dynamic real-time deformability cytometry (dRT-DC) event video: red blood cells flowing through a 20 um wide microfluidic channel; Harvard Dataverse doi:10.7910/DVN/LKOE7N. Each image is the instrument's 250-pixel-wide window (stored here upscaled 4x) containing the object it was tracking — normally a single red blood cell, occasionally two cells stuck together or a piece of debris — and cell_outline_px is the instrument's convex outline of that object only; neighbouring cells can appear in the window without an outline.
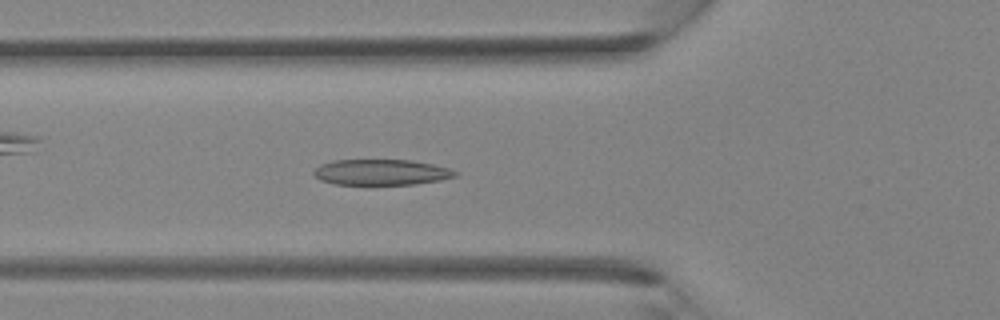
{"species": "Egyptian fruit bat (a non-hibernating species)", "species_latin": "Rousettus aegyptiacus", "temperature_condition": "room temperature", "stored_images_in_passage": 36, "camera_frame_rate_fps": 3000, "um_per_image_px": 0.085, "animal": {"sex": "female"}, "frame": {"image": 1, "passage_image": 13, "time_ms": 4.0, "image_size_px": [1000, 320], "cell_outline_px": [[460, 172], [456, 176], [440, 180], [416, 184], [336, 184], [320, 180], [312, 172], [320, 164], [332, 160], [412, 160], [432, 164], [448, 168]], "centroid_in_image_um": [32.41, 14.63], "position_along_channel_um": 93.4, "area_um2": 21.15}}
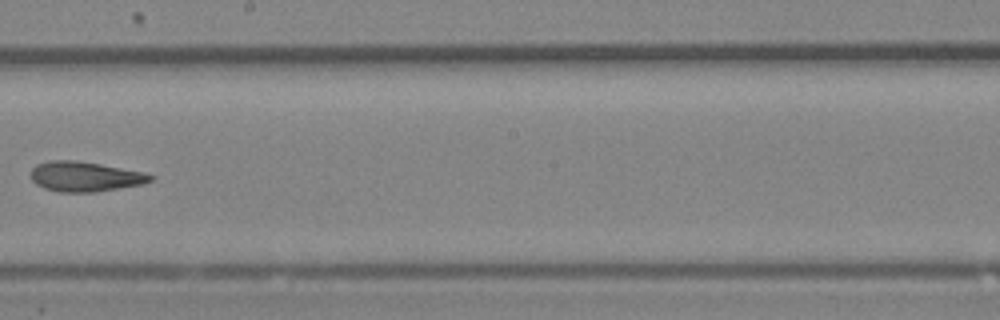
{"frame": {"image": 2, "passage_image": 21, "time_ms": 6.667, "image_size_px": [1000, 320], "cell_outline_px": [[156, 176], [152, 180], [144, 184], [96, 192], [56, 192], [44, 188], [36, 184], [32, 180], [32, 168], [36, 164], [48, 160], [76, 160], [100, 164], [144, 172]], "centroid_in_image_um": [7.23, 15.01], "position_along_channel_um": 241.0, "area_um2": 21.04}}
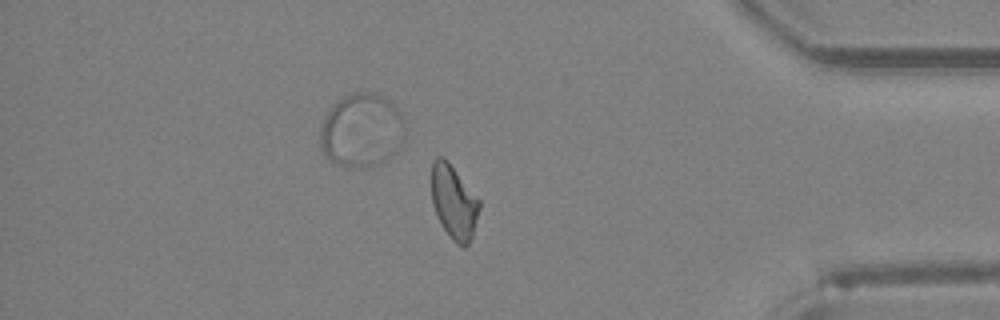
{"frame": {"image": 3, "passage_image": 31, "time_ms": 10.0, "image_size_px": [1000, 320], "cell_outline_px": [[480, 208], [472, 236], [468, 244], [464, 248], [456, 244], [452, 240], [444, 228], [432, 204], [432, 160], [436, 156], [444, 156], [448, 160], [480, 200]], "centroid_in_image_um": [38.58, 17.14], "position_along_channel_um": 396.6, "area_um2": 20.58}}